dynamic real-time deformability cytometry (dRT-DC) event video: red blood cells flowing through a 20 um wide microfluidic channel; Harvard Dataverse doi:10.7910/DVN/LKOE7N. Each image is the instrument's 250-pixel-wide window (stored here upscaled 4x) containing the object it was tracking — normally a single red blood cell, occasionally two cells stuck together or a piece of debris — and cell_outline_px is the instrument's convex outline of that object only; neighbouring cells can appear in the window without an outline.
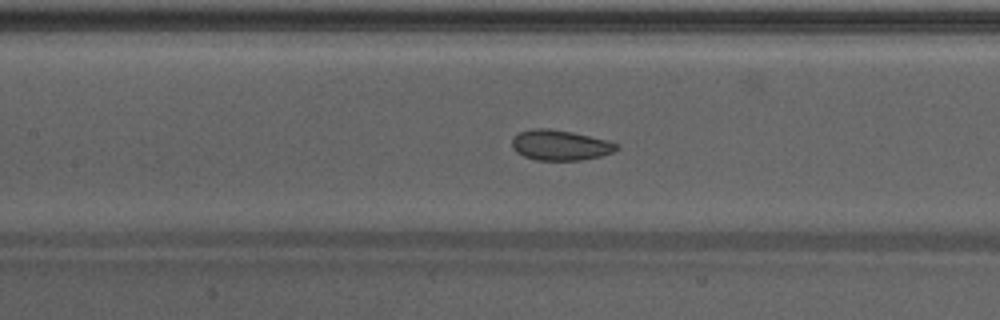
{"species": "Egyptian fruit bat (a non-hibernating species)", "species_latin": "Rousettus aegyptiacus", "temperature_condition": "warm", "stored_images_in_passage": 39, "camera_frame_rate_fps": 3000, "um_per_image_px": 0.085, "animal": {"sex": "male"}, "frame": {"image": 1, "passage_image": 12, "time_ms": 3.667, "image_size_px": [1000, 320], "cell_outline_px": [[620, 148], [612, 152], [600, 156], [580, 160], [536, 160], [524, 156], [516, 152], [512, 148], [512, 140], [520, 132], [532, 128], [548, 128], [572, 132], [608, 140], [620, 144]], "centroid_in_image_um": [47.63, 12.34], "position_along_channel_um": 159.8, "area_um2": 18.5}}
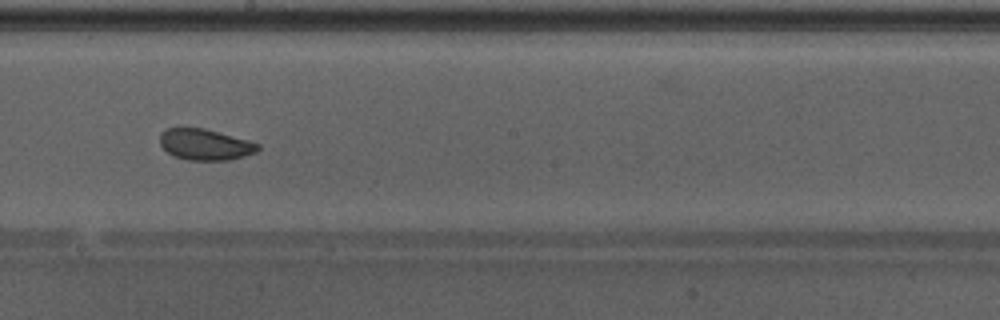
{"frame": {"image": 2, "passage_image": 17, "time_ms": 5.333, "image_size_px": [1000, 320], "cell_outline_px": [[260, 148], [256, 152], [244, 156], [228, 160], [188, 160], [172, 156], [160, 144], [160, 132], [164, 128], [204, 128], [248, 140], [260, 144]], "centroid_in_image_um": [17.42, 12.28], "position_along_channel_um": 230.8, "area_um2": 17.8}}